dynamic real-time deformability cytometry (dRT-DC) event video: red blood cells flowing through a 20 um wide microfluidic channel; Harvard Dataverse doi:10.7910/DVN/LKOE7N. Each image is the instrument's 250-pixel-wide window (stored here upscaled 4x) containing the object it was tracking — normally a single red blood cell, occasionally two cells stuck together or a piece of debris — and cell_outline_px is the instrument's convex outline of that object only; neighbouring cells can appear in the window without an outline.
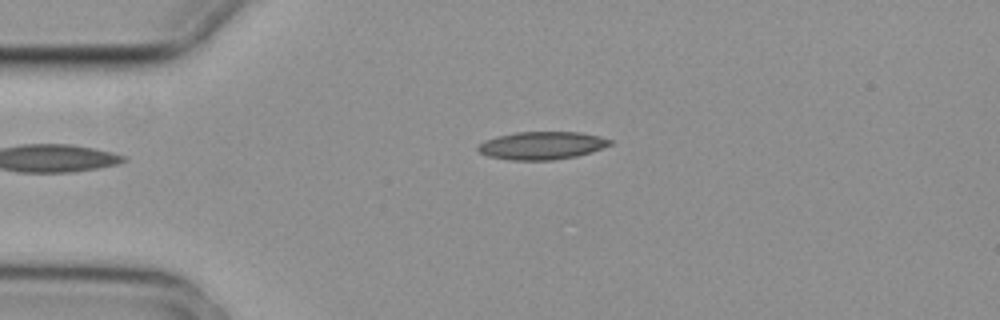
{"species": "common noctule bat (a hibernating species)", "species_latin": "Nyctalus noctula", "temperature_condition": "cold", "stored_images_in_passage": 1, "camera_frame_rate_fps": 3000, "um_per_image_px": 0.085, "animal": {"sex": "female", "body_mass_g": 29.2, "forearm_length_mm": 56.3}, "frame": {"image": 1, "passage_image": 1, "time_ms": 0.0, "image_size_px": [1000, 320], "cell_outline_px": [[612, 144], [576, 156], [552, 160], [512, 160], [488, 156], [480, 152], [476, 148], [484, 140], [496, 136], [516, 132], [580, 132], [600, 136], [612, 140]], "centroid_in_image_um": [46.03, 12.36], "position_along_channel_um": 39.0, "area_um2": 21.27}}